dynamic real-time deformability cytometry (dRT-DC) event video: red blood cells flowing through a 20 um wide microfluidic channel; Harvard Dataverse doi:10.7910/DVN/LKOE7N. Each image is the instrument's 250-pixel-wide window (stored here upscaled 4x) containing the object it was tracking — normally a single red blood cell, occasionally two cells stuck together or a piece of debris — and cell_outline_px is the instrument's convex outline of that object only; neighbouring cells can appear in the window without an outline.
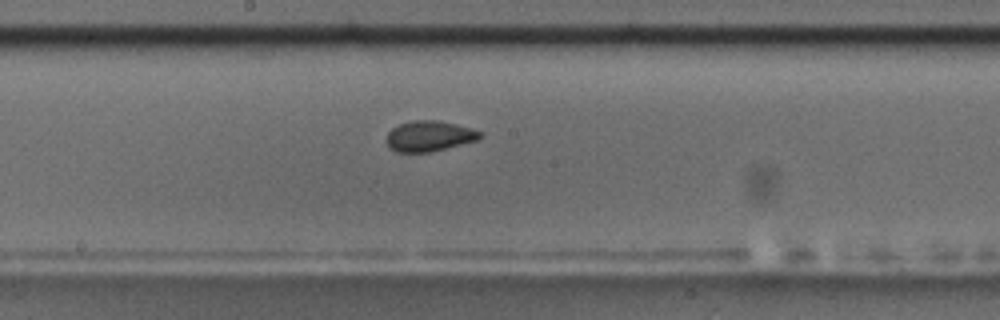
{"species": "common noctule bat (a hibernating species)", "species_latin": "Nyctalus noctula", "temperature_condition": "room temperature", "stored_images_in_passage": 39, "camera_frame_rate_fps": 3000, "um_per_image_px": 0.085, "animal": {"sex": "male", "body_mass_g": 17.5, "forearm_length_mm": 52.3}, "frame": {"image": 1, "passage_image": 23, "time_ms": 7.333, "image_size_px": [1000, 320], "cell_outline_px": [[484, 132], [476, 140], [432, 152], [396, 152], [388, 148], [388, 132], [392, 128], [400, 124], [412, 120], [436, 120], [456, 124]], "centroid_in_image_um": [36.47, 11.57], "position_along_channel_um": 211.7, "area_um2": 16.53}}
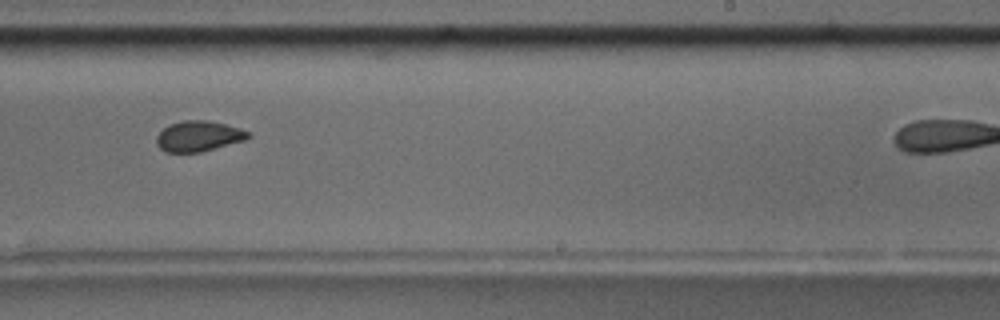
{"frame": {"image": 2, "passage_image": 28, "time_ms": 9.0, "image_size_px": [1000, 320], "cell_outline_px": [[252, 136], [248, 140], [200, 152], [168, 152], [160, 148], [156, 144], [156, 136], [168, 124], [180, 120], [208, 120], [240, 128], [252, 132]], "centroid_in_image_um": [16.92, 11.56], "position_along_channel_um": 272.1, "area_um2": 16.59}}